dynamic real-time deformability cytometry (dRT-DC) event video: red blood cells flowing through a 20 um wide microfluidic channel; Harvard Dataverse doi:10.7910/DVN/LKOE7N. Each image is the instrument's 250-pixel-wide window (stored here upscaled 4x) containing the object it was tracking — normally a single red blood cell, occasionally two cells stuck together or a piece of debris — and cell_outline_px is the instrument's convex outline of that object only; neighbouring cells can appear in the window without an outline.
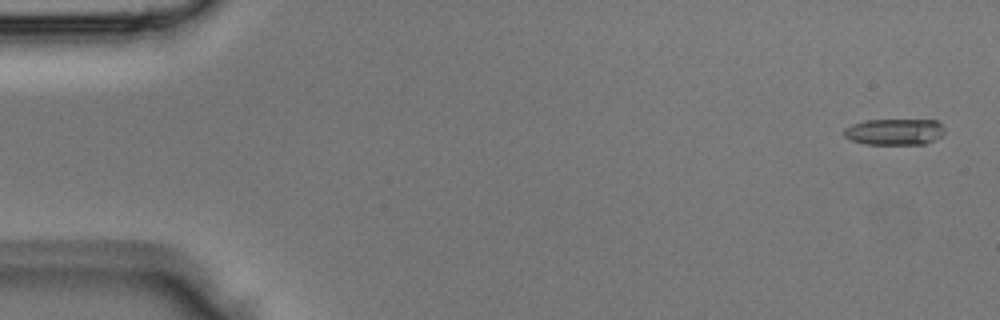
{"species": "Egyptian fruit bat (a non-hibernating species)", "species_latin": "Rousettus aegyptiacus", "temperature_condition": "room temperature", "stored_images_in_passage": 4, "camera_frame_rate_fps": 3000, "um_per_image_px": 0.085, "animal": {"sex": "male"}, "frame": {"image": 1, "passage_image": 1, "time_ms": 0.0, "image_size_px": [1000, 320], "cell_outline_px": [[944, 132], [940, 136], [924, 144], [864, 144], [852, 140], [844, 136], [844, 128], [852, 124], [864, 120], [936, 120], [944, 128]], "centroid_in_image_um": [76.0, 11.2], "position_along_channel_um": 9.0, "area_um2": 15.32}}
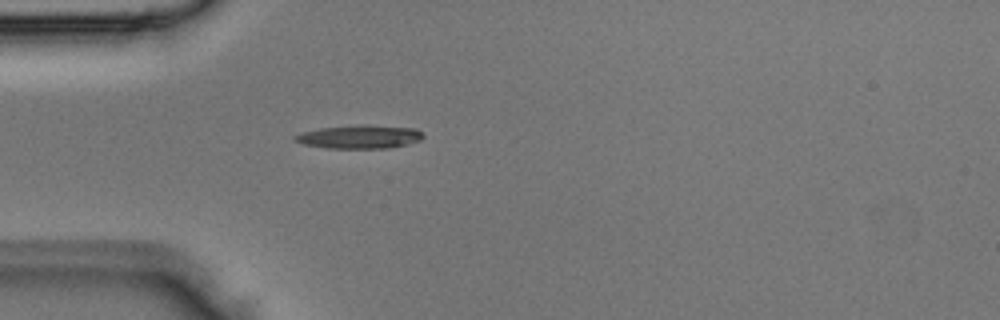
{"frame": {"image": 2, "passage_image": 4, "time_ms": 1.0, "image_size_px": [1000, 320], "cell_outline_px": [[424, 136], [420, 140], [408, 144], [388, 148], [328, 148], [304, 144], [296, 140], [292, 136], [300, 132], [320, 128], [356, 124], [364, 124], [416, 128], [424, 132]], "centroid_in_image_um": [30.59, 11.61], "position_along_channel_um": 54.4, "area_um2": 17.74}}